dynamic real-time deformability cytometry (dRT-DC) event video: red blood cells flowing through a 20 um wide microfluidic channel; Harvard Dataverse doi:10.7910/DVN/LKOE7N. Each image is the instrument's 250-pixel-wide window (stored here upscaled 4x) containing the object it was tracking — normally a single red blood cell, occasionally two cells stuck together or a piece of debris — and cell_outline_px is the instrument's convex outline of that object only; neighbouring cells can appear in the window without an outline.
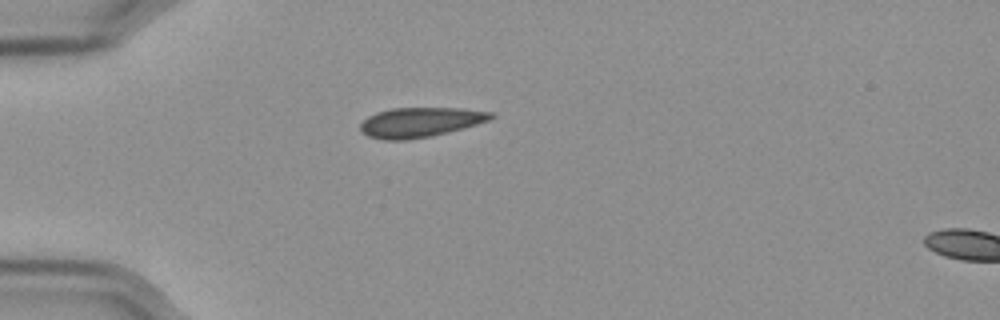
{"species": "Egyptian fruit bat (a non-hibernating species)", "species_latin": "Rousettus aegyptiacus", "temperature_condition": "cold", "stored_images_in_passage": 42, "camera_frame_rate_fps": 3000, "um_per_image_px": 0.085, "frame": {"image": 1, "passage_image": 1, "time_ms": 0.0, "image_size_px": [1000, 320], "cell_outline_px": [[496, 116], [488, 120], [464, 128], [432, 136], [404, 140], [384, 140], [368, 136], [360, 128], [360, 124], [368, 116], [376, 112], [392, 108], [464, 108], [492, 112]], "centroid_in_image_um": [35.73, 10.38], "position_along_channel_um": 49.3, "area_um2": 22.6}}
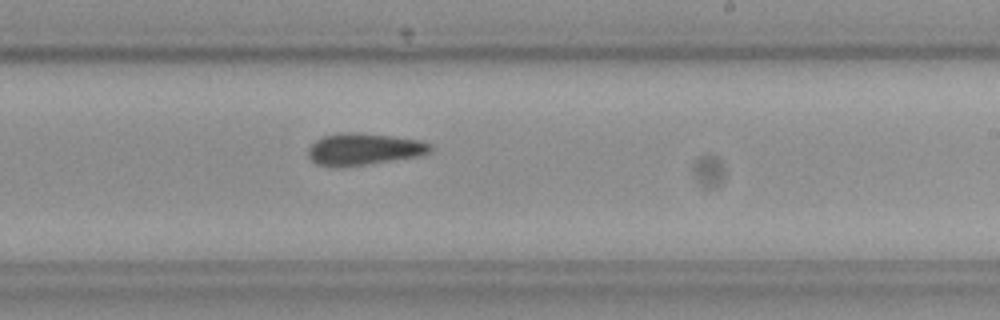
{"frame": {"image": 2, "passage_image": 20, "time_ms": 6.333, "image_size_px": [1000, 320], "cell_outline_px": [[432, 148], [428, 152], [420, 156], [340, 168], [316, 164], [308, 156], [308, 148], [316, 140], [324, 136], [340, 132], [356, 132], [392, 136], [420, 140], [432, 144]], "centroid_in_image_um": [30.91, 12.68], "position_along_channel_um": 258.1, "area_um2": 22.77}}
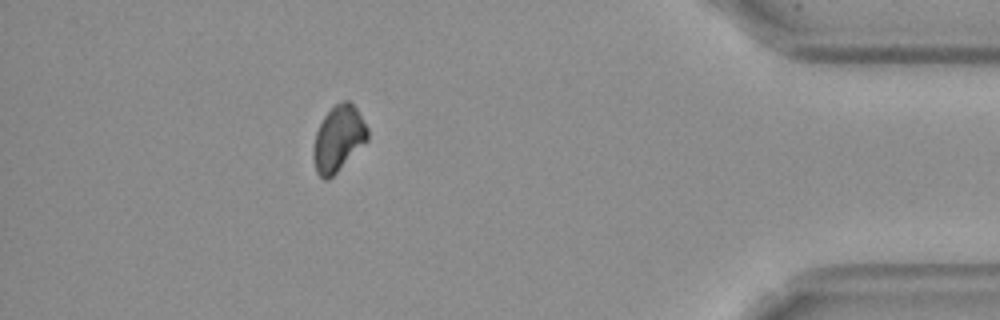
{"frame": {"image": 3, "passage_image": 36, "time_ms": 11.667, "image_size_px": [1000, 320], "cell_outline_px": [[368, 140], [328, 180], [324, 180], [316, 172], [312, 156], [312, 152], [316, 132], [324, 116], [336, 104], [344, 100], [348, 100], [356, 108], [368, 128]], "centroid_in_image_um": [28.75, 11.79], "position_along_channel_um": 406.5, "area_um2": 20.52}, "authors_computed_cell_mechanics": {"area_um2": 22.2241, "velocity_mm_per_s": 3.576, "shape_relaxation_time_tau1_ms": 6.5913, "shape_relaxation_time_tau2_ms": null, "deformation_change_tau1": 0.0936, "deformation_change_tau2": null}}